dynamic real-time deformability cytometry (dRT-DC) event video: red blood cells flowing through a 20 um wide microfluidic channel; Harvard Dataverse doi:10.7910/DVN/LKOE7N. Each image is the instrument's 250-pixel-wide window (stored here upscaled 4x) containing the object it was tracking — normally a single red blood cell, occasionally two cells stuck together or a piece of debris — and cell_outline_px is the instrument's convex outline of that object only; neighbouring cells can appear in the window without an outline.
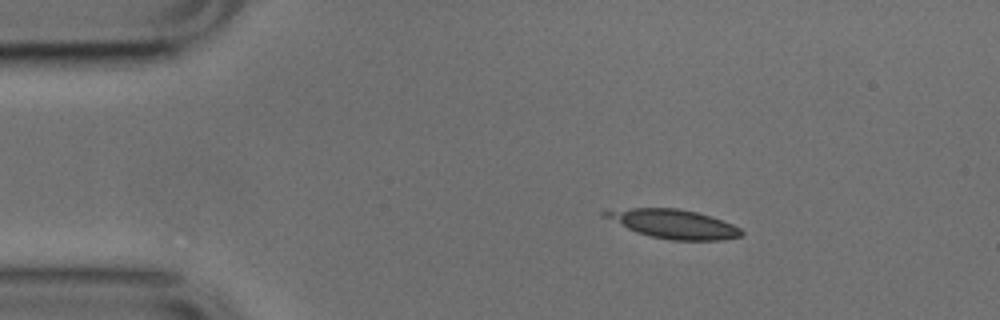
{"species": "common noctule bat (a hibernating species)", "species_latin": "Nyctalus noctula", "temperature_condition": "cold", "stored_images_in_passage": 20, "camera_frame_rate_fps": 3000, "um_per_image_px": 0.085, "animal": {"sex": "male", "body_mass_g": 17.9, "forearm_length_mm": 54.2}, "frame": {"image": 1, "passage_image": 1, "time_ms": 0.0, "image_size_px": [1000, 320], "cell_outline_px": [[744, 232], [740, 236], [724, 240], [672, 240], [652, 236], [636, 232], [600, 216], [600, 212], [632, 208], [676, 208], [696, 212], [712, 216], [732, 224], [740, 228]], "centroid_in_image_um": [57.25, 19.03], "position_along_channel_um": 27.7, "area_um2": 22.89}}